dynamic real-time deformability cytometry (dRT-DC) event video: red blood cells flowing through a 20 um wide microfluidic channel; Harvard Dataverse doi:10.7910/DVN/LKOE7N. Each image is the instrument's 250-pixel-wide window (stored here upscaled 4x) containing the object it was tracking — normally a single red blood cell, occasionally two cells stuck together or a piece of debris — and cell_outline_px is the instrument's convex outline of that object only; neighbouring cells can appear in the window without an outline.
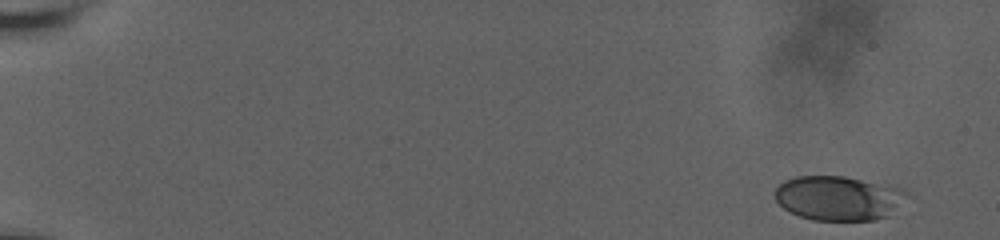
{"species": "human", "species_latin": "Homo sapiens", "temperature_condition": "room temperature", "stored_images_in_passage": 23, "camera_frame_rate_fps": 3000, "um_per_image_px": 0.085, "donor": {"sex": "male"}, "frame": {"image": 1, "passage_image": 1, "time_ms": 0.0, "image_size_px": [1000, 240], "cell_outline_px": [[908, 196], [884, 216], [876, 220], [812, 220], [800, 216], [784, 208], [776, 200], [776, 188], [784, 180], [796, 176], [844, 176], [904, 188], [908, 192]], "centroid_in_image_um": [71.25, 16.82], "position_along_channel_um": 13.8, "area_um2": 33.76}}
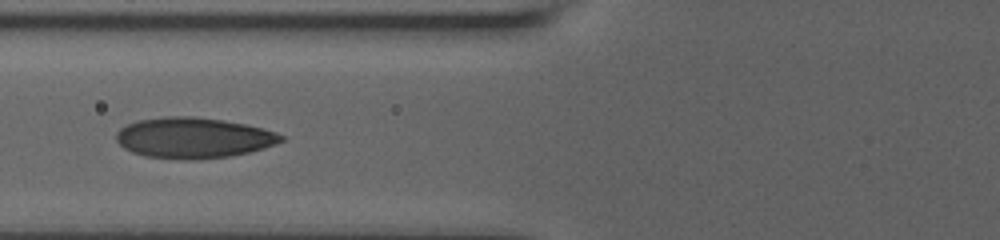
{"frame": {"image": 2, "passage_image": 14, "time_ms": 7.667, "image_size_px": [1000, 240], "cell_outline_px": [[284, 140], [276, 144], [264, 148], [248, 152], [228, 156], [196, 160], [188, 160], [144, 156], [132, 152], [124, 148], [116, 140], [116, 132], [120, 128], [128, 124], [140, 120], [164, 116], [192, 116], [224, 120], [244, 124], [276, 132], [284, 136]], "centroid_in_image_um": [16.43, 11.72], "position_along_channel_um": 109.4, "area_um2": 39.02}}
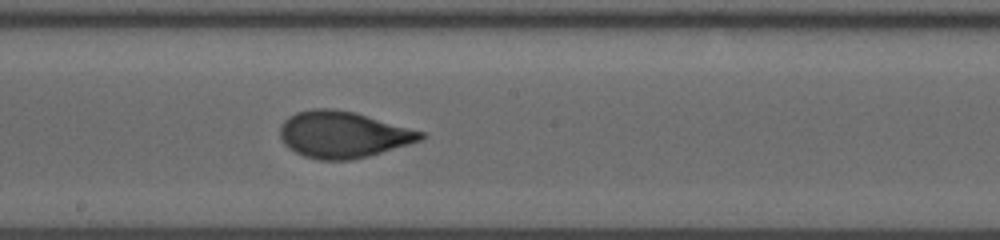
{"frame": {"image": 3, "passage_image": 23, "time_ms": 10.667, "image_size_px": [1000, 240], "cell_outline_px": [[428, 136], [420, 140], [408, 144], [368, 156], [352, 160], [320, 160], [304, 156], [288, 148], [280, 140], [280, 128], [284, 120], [288, 116], [296, 112], [312, 108], [332, 108], [356, 112], [424, 132]], "centroid_in_image_um": [29.13, 11.43], "position_along_channel_um": 219.1, "area_um2": 38.26}}